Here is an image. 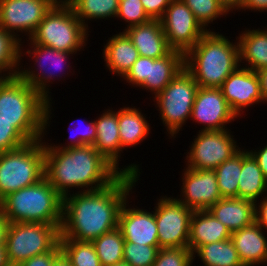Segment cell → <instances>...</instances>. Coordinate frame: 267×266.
Returning <instances> with one entry per match:
<instances>
[{
	"instance_id": "cell-1",
	"label": "cell",
	"mask_w": 267,
	"mask_h": 266,
	"mask_svg": "<svg viewBox=\"0 0 267 266\" xmlns=\"http://www.w3.org/2000/svg\"><path fill=\"white\" fill-rule=\"evenodd\" d=\"M138 177L121 174L113 183L95 191H77L63 198L60 239L92 242L118 227L122 204Z\"/></svg>"
},
{
	"instance_id": "cell-2",
	"label": "cell",
	"mask_w": 267,
	"mask_h": 266,
	"mask_svg": "<svg viewBox=\"0 0 267 266\" xmlns=\"http://www.w3.org/2000/svg\"><path fill=\"white\" fill-rule=\"evenodd\" d=\"M46 143L45 178L63 198L73 187L83 192L100 190L121 175L92 145L58 149Z\"/></svg>"
},
{
	"instance_id": "cell-3",
	"label": "cell",
	"mask_w": 267,
	"mask_h": 266,
	"mask_svg": "<svg viewBox=\"0 0 267 266\" xmlns=\"http://www.w3.org/2000/svg\"><path fill=\"white\" fill-rule=\"evenodd\" d=\"M50 101L18 75L0 79V118L11 122L29 142L42 139L47 132L52 117Z\"/></svg>"
},
{
	"instance_id": "cell-4",
	"label": "cell",
	"mask_w": 267,
	"mask_h": 266,
	"mask_svg": "<svg viewBox=\"0 0 267 266\" xmlns=\"http://www.w3.org/2000/svg\"><path fill=\"white\" fill-rule=\"evenodd\" d=\"M239 66V42H230L219 32L207 31L184 54V68L193 76L198 87L220 88Z\"/></svg>"
},
{
	"instance_id": "cell-5",
	"label": "cell",
	"mask_w": 267,
	"mask_h": 266,
	"mask_svg": "<svg viewBox=\"0 0 267 266\" xmlns=\"http://www.w3.org/2000/svg\"><path fill=\"white\" fill-rule=\"evenodd\" d=\"M63 197L44 177L38 183L10 193L0 201V211L10 223L61 225Z\"/></svg>"
},
{
	"instance_id": "cell-6",
	"label": "cell",
	"mask_w": 267,
	"mask_h": 266,
	"mask_svg": "<svg viewBox=\"0 0 267 266\" xmlns=\"http://www.w3.org/2000/svg\"><path fill=\"white\" fill-rule=\"evenodd\" d=\"M88 30L62 0L44 16L27 41L75 54L85 47Z\"/></svg>"
},
{
	"instance_id": "cell-7",
	"label": "cell",
	"mask_w": 267,
	"mask_h": 266,
	"mask_svg": "<svg viewBox=\"0 0 267 266\" xmlns=\"http://www.w3.org/2000/svg\"><path fill=\"white\" fill-rule=\"evenodd\" d=\"M42 140L0 153V201L10 193L32 186L45 177Z\"/></svg>"
},
{
	"instance_id": "cell-8",
	"label": "cell",
	"mask_w": 267,
	"mask_h": 266,
	"mask_svg": "<svg viewBox=\"0 0 267 266\" xmlns=\"http://www.w3.org/2000/svg\"><path fill=\"white\" fill-rule=\"evenodd\" d=\"M61 225L45 223H10L6 237V252L10 266L53 250L60 241Z\"/></svg>"
},
{
	"instance_id": "cell-9",
	"label": "cell",
	"mask_w": 267,
	"mask_h": 266,
	"mask_svg": "<svg viewBox=\"0 0 267 266\" xmlns=\"http://www.w3.org/2000/svg\"><path fill=\"white\" fill-rule=\"evenodd\" d=\"M198 88L193 76L183 68L163 91L153 97L162 123L167 127L171 138H174L191 118Z\"/></svg>"
},
{
	"instance_id": "cell-10",
	"label": "cell",
	"mask_w": 267,
	"mask_h": 266,
	"mask_svg": "<svg viewBox=\"0 0 267 266\" xmlns=\"http://www.w3.org/2000/svg\"><path fill=\"white\" fill-rule=\"evenodd\" d=\"M155 206L159 248L188 247L193 210L176 198L163 196Z\"/></svg>"
},
{
	"instance_id": "cell-11",
	"label": "cell",
	"mask_w": 267,
	"mask_h": 266,
	"mask_svg": "<svg viewBox=\"0 0 267 266\" xmlns=\"http://www.w3.org/2000/svg\"><path fill=\"white\" fill-rule=\"evenodd\" d=\"M228 129L201 131L192 142L186 156V167L198 170H215L230 159L240 148Z\"/></svg>"
},
{
	"instance_id": "cell-12",
	"label": "cell",
	"mask_w": 267,
	"mask_h": 266,
	"mask_svg": "<svg viewBox=\"0 0 267 266\" xmlns=\"http://www.w3.org/2000/svg\"><path fill=\"white\" fill-rule=\"evenodd\" d=\"M160 21L168 45L184 54L207 32L183 0H171Z\"/></svg>"
},
{
	"instance_id": "cell-13",
	"label": "cell",
	"mask_w": 267,
	"mask_h": 266,
	"mask_svg": "<svg viewBox=\"0 0 267 266\" xmlns=\"http://www.w3.org/2000/svg\"><path fill=\"white\" fill-rule=\"evenodd\" d=\"M61 1L0 0V28L11 33L20 42L22 39L18 37V32L27 33L29 39L44 16Z\"/></svg>"
},
{
	"instance_id": "cell-14",
	"label": "cell",
	"mask_w": 267,
	"mask_h": 266,
	"mask_svg": "<svg viewBox=\"0 0 267 266\" xmlns=\"http://www.w3.org/2000/svg\"><path fill=\"white\" fill-rule=\"evenodd\" d=\"M29 44L32 45L29 46L33 50L27 49L25 53L30 54L29 57L32 56L31 59H34L33 61L36 62L34 63V65L38 67L40 72L38 71L37 68L34 67V69L33 68L31 69L29 66V68L26 67V69L24 68V70L23 68L22 69L19 68L17 75L21 79H23L26 83H28L32 88H34L45 100L50 99L51 95L48 94L50 93L49 84L52 83L51 80L55 79V76L56 77L64 76L63 73L62 74L59 73L60 75L59 74L57 75L56 72L59 71L61 72L62 70V72L64 71L66 73V71L64 70L66 65H67L66 69L72 67V66L68 67L70 62L68 64H66L65 62L69 59L70 55L73 53L58 51L50 47L32 43L31 41ZM35 69L37 72L35 71ZM57 69L59 70L57 71Z\"/></svg>"
},
{
	"instance_id": "cell-15",
	"label": "cell",
	"mask_w": 267,
	"mask_h": 266,
	"mask_svg": "<svg viewBox=\"0 0 267 266\" xmlns=\"http://www.w3.org/2000/svg\"><path fill=\"white\" fill-rule=\"evenodd\" d=\"M193 121L205 126L201 131H221L237 118L220 88L199 87L192 107Z\"/></svg>"
},
{
	"instance_id": "cell-16",
	"label": "cell",
	"mask_w": 267,
	"mask_h": 266,
	"mask_svg": "<svg viewBox=\"0 0 267 266\" xmlns=\"http://www.w3.org/2000/svg\"><path fill=\"white\" fill-rule=\"evenodd\" d=\"M180 198L177 200L193 211L208 210L222 199L214 170L185 167ZM182 196V197H181Z\"/></svg>"
},
{
	"instance_id": "cell-17",
	"label": "cell",
	"mask_w": 267,
	"mask_h": 266,
	"mask_svg": "<svg viewBox=\"0 0 267 266\" xmlns=\"http://www.w3.org/2000/svg\"><path fill=\"white\" fill-rule=\"evenodd\" d=\"M220 89L230 109L237 117L241 116L246 107L263 102L257 72L244 66H239L231 73Z\"/></svg>"
},
{
	"instance_id": "cell-18",
	"label": "cell",
	"mask_w": 267,
	"mask_h": 266,
	"mask_svg": "<svg viewBox=\"0 0 267 266\" xmlns=\"http://www.w3.org/2000/svg\"><path fill=\"white\" fill-rule=\"evenodd\" d=\"M96 126L97 138L94 143V148L121 174H127L140 178L139 165L131 164L126 168H120L119 161L123 149L120 145L119 126H118V111L106 109L101 116L94 120ZM119 159V160H118Z\"/></svg>"
},
{
	"instance_id": "cell-19",
	"label": "cell",
	"mask_w": 267,
	"mask_h": 266,
	"mask_svg": "<svg viewBox=\"0 0 267 266\" xmlns=\"http://www.w3.org/2000/svg\"><path fill=\"white\" fill-rule=\"evenodd\" d=\"M128 199L122 204L118 216V228L125 242L159 246L158 230L154 211L127 208Z\"/></svg>"
},
{
	"instance_id": "cell-20",
	"label": "cell",
	"mask_w": 267,
	"mask_h": 266,
	"mask_svg": "<svg viewBox=\"0 0 267 266\" xmlns=\"http://www.w3.org/2000/svg\"><path fill=\"white\" fill-rule=\"evenodd\" d=\"M134 44L141 57L159 59L167 56L173 49L168 45L160 20L125 27L123 31Z\"/></svg>"
},
{
	"instance_id": "cell-21",
	"label": "cell",
	"mask_w": 267,
	"mask_h": 266,
	"mask_svg": "<svg viewBox=\"0 0 267 266\" xmlns=\"http://www.w3.org/2000/svg\"><path fill=\"white\" fill-rule=\"evenodd\" d=\"M263 228L254 221L232 233L231 239L244 266L267 264V237Z\"/></svg>"
},
{
	"instance_id": "cell-22",
	"label": "cell",
	"mask_w": 267,
	"mask_h": 266,
	"mask_svg": "<svg viewBox=\"0 0 267 266\" xmlns=\"http://www.w3.org/2000/svg\"><path fill=\"white\" fill-rule=\"evenodd\" d=\"M231 233L255 221V202L239 197L222 198L209 209Z\"/></svg>"
},
{
	"instance_id": "cell-23",
	"label": "cell",
	"mask_w": 267,
	"mask_h": 266,
	"mask_svg": "<svg viewBox=\"0 0 267 266\" xmlns=\"http://www.w3.org/2000/svg\"><path fill=\"white\" fill-rule=\"evenodd\" d=\"M184 68V53L172 50L159 59L148 58V70L145 82L139 87L147 89L156 96Z\"/></svg>"
},
{
	"instance_id": "cell-24",
	"label": "cell",
	"mask_w": 267,
	"mask_h": 266,
	"mask_svg": "<svg viewBox=\"0 0 267 266\" xmlns=\"http://www.w3.org/2000/svg\"><path fill=\"white\" fill-rule=\"evenodd\" d=\"M232 233L208 210L194 211L190 220L188 248L197 247L231 238Z\"/></svg>"
},
{
	"instance_id": "cell-25",
	"label": "cell",
	"mask_w": 267,
	"mask_h": 266,
	"mask_svg": "<svg viewBox=\"0 0 267 266\" xmlns=\"http://www.w3.org/2000/svg\"><path fill=\"white\" fill-rule=\"evenodd\" d=\"M139 52L124 33L113 35L103 48V59L112 74L124 77L139 57Z\"/></svg>"
},
{
	"instance_id": "cell-26",
	"label": "cell",
	"mask_w": 267,
	"mask_h": 266,
	"mask_svg": "<svg viewBox=\"0 0 267 266\" xmlns=\"http://www.w3.org/2000/svg\"><path fill=\"white\" fill-rule=\"evenodd\" d=\"M267 194V180L257 161L248 152L241 149V174L238 181L237 197L254 202Z\"/></svg>"
},
{
	"instance_id": "cell-27",
	"label": "cell",
	"mask_w": 267,
	"mask_h": 266,
	"mask_svg": "<svg viewBox=\"0 0 267 266\" xmlns=\"http://www.w3.org/2000/svg\"><path fill=\"white\" fill-rule=\"evenodd\" d=\"M237 38L240 63L247 62L248 66L245 64V68L252 71L267 68V28L265 30L245 29ZM242 60L245 61L241 62Z\"/></svg>"
},
{
	"instance_id": "cell-28",
	"label": "cell",
	"mask_w": 267,
	"mask_h": 266,
	"mask_svg": "<svg viewBox=\"0 0 267 266\" xmlns=\"http://www.w3.org/2000/svg\"><path fill=\"white\" fill-rule=\"evenodd\" d=\"M137 108L124 107L118 111L120 145L124 150L140 144L150 133V123Z\"/></svg>"
},
{
	"instance_id": "cell-29",
	"label": "cell",
	"mask_w": 267,
	"mask_h": 266,
	"mask_svg": "<svg viewBox=\"0 0 267 266\" xmlns=\"http://www.w3.org/2000/svg\"><path fill=\"white\" fill-rule=\"evenodd\" d=\"M192 253L193 261L197 253L204 266H244L231 238L199 246Z\"/></svg>"
},
{
	"instance_id": "cell-30",
	"label": "cell",
	"mask_w": 267,
	"mask_h": 266,
	"mask_svg": "<svg viewBox=\"0 0 267 266\" xmlns=\"http://www.w3.org/2000/svg\"><path fill=\"white\" fill-rule=\"evenodd\" d=\"M88 29V20L116 17L120 0H64ZM87 20V21H86ZM86 21V23H85Z\"/></svg>"
},
{
	"instance_id": "cell-31",
	"label": "cell",
	"mask_w": 267,
	"mask_h": 266,
	"mask_svg": "<svg viewBox=\"0 0 267 266\" xmlns=\"http://www.w3.org/2000/svg\"><path fill=\"white\" fill-rule=\"evenodd\" d=\"M124 242L123 234L118 227L92 241L101 266H110L123 261Z\"/></svg>"
},
{
	"instance_id": "cell-32",
	"label": "cell",
	"mask_w": 267,
	"mask_h": 266,
	"mask_svg": "<svg viewBox=\"0 0 267 266\" xmlns=\"http://www.w3.org/2000/svg\"><path fill=\"white\" fill-rule=\"evenodd\" d=\"M23 42H20L11 33L0 28V76L10 77L18 74L22 56L25 55L22 50ZM22 48V49H21ZM22 54V55H21ZM3 73L2 76V72ZM8 71V72H7Z\"/></svg>"
},
{
	"instance_id": "cell-33",
	"label": "cell",
	"mask_w": 267,
	"mask_h": 266,
	"mask_svg": "<svg viewBox=\"0 0 267 266\" xmlns=\"http://www.w3.org/2000/svg\"><path fill=\"white\" fill-rule=\"evenodd\" d=\"M214 171L222 198L237 197L238 181L241 174V149Z\"/></svg>"
},
{
	"instance_id": "cell-34",
	"label": "cell",
	"mask_w": 267,
	"mask_h": 266,
	"mask_svg": "<svg viewBox=\"0 0 267 266\" xmlns=\"http://www.w3.org/2000/svg\"><path fill=\"white\" fill-rule=\"evenodd\" d=\"M59 245L71 266H101L92 242L60 239Z\"/></svg>"
},
{
	"instance_id": "cell-35",
	"label": "cell",
	"mask_w": 267,
	"mask_h": 266,
	"mask_svg": "<svg viewBox=\"0 0 267 266\" xmlns=\"http://www.w3.org/2000/svg\"><path fill=\"white\" fill-rule=\"evenodd\" d=\"M183 2L206 31H211L210 28L207 29L209 23L228 13L218 0H183Z\"/></svg>"
},
{
	"instance_id": "cell-36",
	"label": "cell",
	"mask_w": 267,
	"mask_h": 266,
	"mask_svg": "<svg viewBox=\"0 0 267 266\" xmlns=\"http://www.w3.org/2000/svg\"><path fill=\"white\" fill-rule=\"evenodd\" d=\"M159 250V246L124 242L123 261L130 266H152Z\"/></svg>"
},
{
	"instance_id": "cell-37",
	"label": "cell",
	"mask_w": 267,
	"mask_h": 266,
	"mask_svg": "<svg viewBox=\"0 0 267 266\" xmlns=\"http://www.w3.org/2000/svg\"><path fill=\"white\" fill-rule=\"evenodd\" d=\"M116 17L126 21L127 28L152 20L145 12L141 0H120Z\"/></svg>"
},
{
	"instance_id": "cell-38",
	"label": "cell",
	"mask_w": 267,
	"mask_h": 266,
	"mask_svg": "<svg viewBox=\"0 0 267 266\" xmlns=\"http://www.w3.org/2000/svg\"><path fill=\"white\" fill-rule=\"evenodd\" d=\"M193 253L188 247L161 248L152 266H192Z\"/></svg>"
},
{
	"instance_id": "cell-39",
	"label": "cell",
	"mask_w": 267,
	"mask_h": 266,
	"mask_svg": "<svg viewBox=\"0 0 267 266\" xmlns=\"http://www.w3.org/2000/svg\"><path fill=\"white\" fill-rule=\"evenodd\" d=\"M28 142L11 122L0 118V153L17 149Z\"/></svg>"
},
{
	"instance_id": "cell-40",
	"label": "cell",
	"mask_w": 267,
	"mask_h": 266,
	"mask_svg": "<svg viewBox=\"0 0 267 266\" xmlns=\"http://www.w3.org/2000/svg\"><path fill=\"white\" fill-rule=\"evenodd\" d=\"M73 128V127H72ZM83 132H79L77 137H75V134H74V137L73 138L71 135V138L70 139V143H65L64 146L59 145H52V146H55L56 148L58 149H68V148H74V147H80V146H83V145H94L95 141H96V138H97V133H96V126H95V121H91L89 123H87V127L86 129L82 130ZM73 134V133H72ZM70 137V136H69ZM72 140V141H71Z\"/></svg>"
},
{
	"instance_id": "cell-41",
	"label": "cell",
	"mask_w": 267,
	"mask_h": 266,
	"mask_svg": "<svg viewBox=\"0 0 267 266\" xmlns=\"http://www.w3.org/2000/svg\"><path fill=\"white\" fill-rule=\"evenodd\" d=\"M148 70V57L139 56L131 69L123 77L132 86L140 87L146 80Z\"/></svg>"
},
{
	"instance_id": "cell-42",
	"label": "cell",
	"mask_w": 267,
	"mask_h": 266,
	"mask_svg": "<svg viewBox=\"0 0 267 266\" xmlns=\"http://www.w3.org/2000/svg\"><path fill=\"white\" fill-rule=\"evenodd\" d=\"M144 10L152 20H160L171 0H141Z\"/></svg>"
},
{
	"instance_id": "cell-43",
	"label": "cell",
	"mask_w": 267,
	"mask_h": 266,
	"mask_svg": "<svg viewBox=\"0 0 267 266\" xmlns=\"http://www.w3.org/2000/svg\"><path fill=\"white\" fill-rule=\"evenodd\" d=\"M61 253L60 245L58 244L50 252L40 255H35L32 258L22 262L19 266H51L55 258Z\"/></svg>"
},
{
	"instance_id": "cell-44",
	"label": "cell",
	"mask_w": 267,
	"mask_h": 266,
	"mask_svg": "<svg viewBox=\"0 0 267 266\" xmlns=\"http://www.w3.org/2000/svg\"><path fill=\"white\" fill-rule=\"evenodd\" d=\"M255 202V221L263 228L267 229V196Z\"/></svg>"
},
{
	"instance_id": "cell-45",
	"label": "cell",
	"mask_w": 267,
	"mask_h": 266,
	"mask_svg": "<svg viewBox=\"0 0 267 266\" xmlns=\"http://www.w3.org/2000/svg\"><path fill=\"white\" fill-rule=\"evenodd\" d=\"M248 152L257 161L265 179L267 180V145L257 151L249 150Z\"/></svg>"
},
{
	"instance_id": "cell-46",
	"label": "cell",
	"mask_w": 267,
	"mask_h": 266,
	"mask_svg": "<svg viewBox=\"0 0 267 266\" xmlns=\"http://www.w3.org/2000/svg\"><path fill=\"white\" fill-rule=\"evenodd\" d=\"M254 10L263 12L264 10L267 11V0H244L242 7L240 10Z\"/></svg>"
},
{
	"instance_id": "cell-47",
	"label": "cell",
	"mask_w": 267,
	"mask_h": 266,
	"mask_svg": "<svg viewBox=\"0 0 267 266\" xmlns=\"http://www.w3.org/2000/svg\"><path fill=\"white\" fill-rule=\"evenodd\" d=\"M257 72L260 81V91L263 103L267 102V68H262Z\"/></svg>"
},
{
	"instance_id": "cell-48",
	"label": "cell",
	"mask_w": 267,
	"mask_h": 266,
	"mask_svg": "<svg viewBox=\"0 0 267 266\" xmlns=\"http://www.w3.org/2000/svg\"><path fill=\"white\" fill-rule=\"evenodd\" d=\"M9 224L10 222L0 211V246H5Z\"/></svg>"
},
{
	"instance_id": "cell-49",
	"label": "cell",
	"mask_w": 267,
	"mask_h": 266,
	"mask_svg": "<svg viewBox=\"0 0 267 266\" xmlns=\"http://www.w3.org/2000/svg\"><path fill=\"white\" fill-rule=\"evenodd\" d=\"M218 2L224 7V9L229 13L236 9L239 11L243 5L244 0H218Z\"/></svg>"
},
{
	"instance_id": "cell-50",
	"label": "cell",
	"mask_w": 267,
	"mask_h": 266,
	"mask_svg": "<svg viewBox=\"0 0 267 266\" xmlns=\"http://www.w3.org/2000/svg\"><path fill=\"white\" fill-rule=\"evenodd\" d=\"M51 266H71L69 260L61 252L53 261Z\"/></svg>"
},
{
	"instance_id": "cell-51",
	"label": "cell",
	"mask_w": 267,
	"mask_h": 266,
	"mask_svg": "<svg viewBox=\"0 0 267 266\" xmlns=\"http://www.w3.org/2000/svg\"><path fill=\"white\" fill-rule=\"evenodd\" d=\"M0 266H10L7 259L6 246H0Z\"/></svg>"
},
{
	"instance_id": "cell-52",
	"label": "cell",
	"mask_w": 267,
	"mask_h": 266,
	"mask_svg": "<svg viewBox=\"0 0 267 266\" xmlns=\"http://www.w3.org/2000/svg\"><path fill=\"white\" fill-rule=\"evenodd\" d=\"M110 266H130L128 263L122 261L120 263L114 264V265H110Z\"/></svg>"
}]
</instances>
